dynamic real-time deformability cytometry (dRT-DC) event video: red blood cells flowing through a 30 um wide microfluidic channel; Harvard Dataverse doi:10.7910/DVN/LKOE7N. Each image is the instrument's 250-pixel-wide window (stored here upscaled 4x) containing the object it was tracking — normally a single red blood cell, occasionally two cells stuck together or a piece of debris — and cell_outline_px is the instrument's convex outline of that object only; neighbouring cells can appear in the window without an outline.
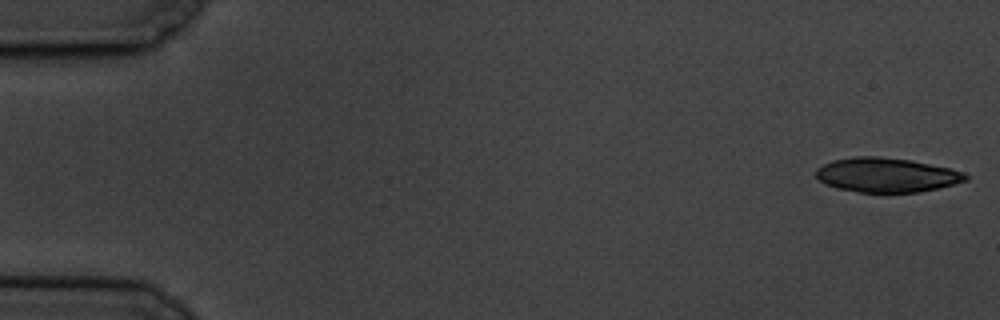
{"species": "common noctule bat (a hibernating species)", "species_latin": "Nyctalus noctula", "temperature_condition": "cold", "stored_images_in_passage": 10, "camera_frame_rate_fps": 3000, "um_per_image_px": 0.085, "animal": {"sex": "male", "body_mass_g": 19.5, "forearm_length_mm": 54.6}, "frame": {"image": 1, "passage_image": 1, "time_ms": 0.0, "image_size_px": [1000, 320], "cell_outline_px": [[968, 180], [920, 192], [888, 196], [884, 196], [836, 188], [824, 184], [816, 176], [816, 168], [832, 160], [852, 156], [880, 156], [908, 160], [952, 168], [964, 172], [968, 176]], "centroid_in_image_um": [75.33, 14.91], "position_along_channel_um": 9.7, "area_um2": 30.92}}